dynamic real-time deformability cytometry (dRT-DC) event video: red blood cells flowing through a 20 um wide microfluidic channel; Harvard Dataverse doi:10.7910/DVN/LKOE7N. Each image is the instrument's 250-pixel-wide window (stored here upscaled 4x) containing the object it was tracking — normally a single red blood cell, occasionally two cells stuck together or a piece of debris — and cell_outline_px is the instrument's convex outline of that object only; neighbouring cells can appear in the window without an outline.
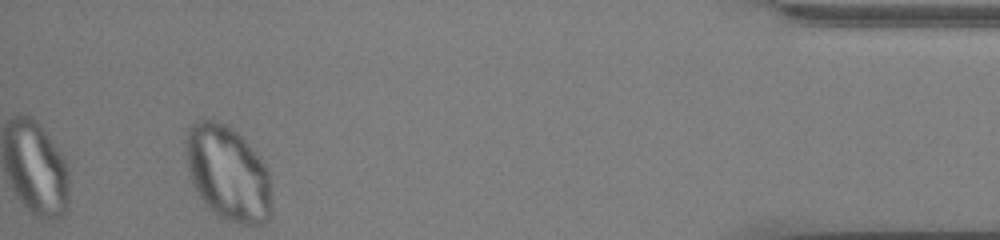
{"species": "common noctule bat (a hibernating species)", "species_latin": "Nyctalus noctula", "temperature_condition": "cold", "stored_images_in_passage": 40, "camera_frame_rate_fps": 3000, "um_per_image_px": 0.085, "animal": {"sex": "male", "body_mass_g": 13.0, "forearm_length_mm": 53.1}, "frame": {"image": 1, "passage_image": 40, "time_ms": 13.0, "image_size_px": [1000, 240], "cell_outline_px": [[272, 216], [268, 220], [260, 224], [240, 224], [224, 220], [216, 216], [204, 204], [192, 184], [188, 172], [184, 140], [188, 128], [196, 120], [204, 116], [228, 124], [256, 152], [268, 168], [272, 208]], "centroid_in_image_um": [19.35, 14.71], "position_along_channel_um": 415.9, "area_um2": 48.55}}